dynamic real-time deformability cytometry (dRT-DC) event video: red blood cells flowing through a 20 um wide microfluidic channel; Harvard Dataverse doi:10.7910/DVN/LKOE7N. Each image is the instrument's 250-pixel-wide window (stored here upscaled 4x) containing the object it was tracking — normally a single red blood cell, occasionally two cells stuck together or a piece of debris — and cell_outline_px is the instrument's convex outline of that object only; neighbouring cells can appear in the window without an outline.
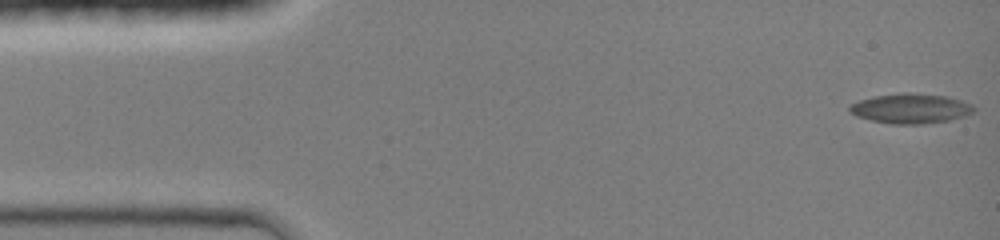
{"species": "common noctule bat (a hibernating species)", "species_latin": "Nyctalus noctula", "temperature_condition": "room temperature", "stored_images_in_passage": 45, "camera_frame_rate_fps": 3000, "um_per_image_px": 0.085, "animal": {"sex": "female", "body_mass_g": 19.0, "forearm_length_mm": 51.5}, "frame": {"image": 1, "passage_image": 1, "time_ms": 0.0, "image_size_px": [1000, 240], "cell_outline_px": [[976, 108], [972, 112], [964, 116], [948, 120], [924, 124], [888, 124], [856, 116], [848, 112], [848, 108], [852, 104], [860, 100], [876, 96], [900, 92], [908, 92], [948, 96], [972, 104]], "centroid_in_image_um": [77.4, 9.22], "position_along_channel_um": 7.6, "area_um2": 21.68}}
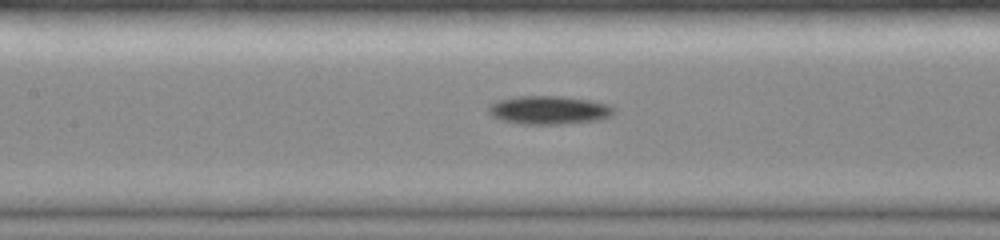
{"frame": {"image": 2, "passage_image": 20, "time_ms": 6.333, "image_size_px": [1000, 240], "cell_outline_px": [[616, 112], [612, 116], [600, 120], [560, 124], [520, 124], [500, 120], [492, 116], [488, 112], [488, 104], [496, 100], [516, 96], [560, 96], [592, 100], [612, 104]], "centroid_in_image_um": [46.68, 9.35], "position_along_channel_um": 160.7, "area_um2": 21.27}}
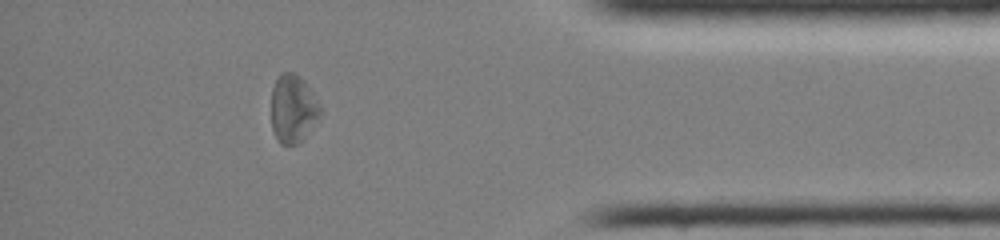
{"frame": {"image": 3, "passage_image": 39, "time_ms": 12.667, "image_size_px": [1000, 240], "cell_outline_px": [[324, 112], [300, 144], [280, 144], [276, 140], [272, 128], [272, 88], [280, 72], [292, 72], [300, 76], [304, 80]], "centroid_in_image_um": [24.92, 9.27], "position_along_channel_um": 410.3, "area_um2": 19.71}, "authors_computed_cell_mechanics": {"area_um2": 19.941, "velocity_mm_per_s": 4.2694, "shape_relaxation_time_tau1_ms": 1.0931, "shape_relaxation_time_tau2_ms": null, "deformation_change_tau1": 0.0985, "deformation_change_tau2": null}}